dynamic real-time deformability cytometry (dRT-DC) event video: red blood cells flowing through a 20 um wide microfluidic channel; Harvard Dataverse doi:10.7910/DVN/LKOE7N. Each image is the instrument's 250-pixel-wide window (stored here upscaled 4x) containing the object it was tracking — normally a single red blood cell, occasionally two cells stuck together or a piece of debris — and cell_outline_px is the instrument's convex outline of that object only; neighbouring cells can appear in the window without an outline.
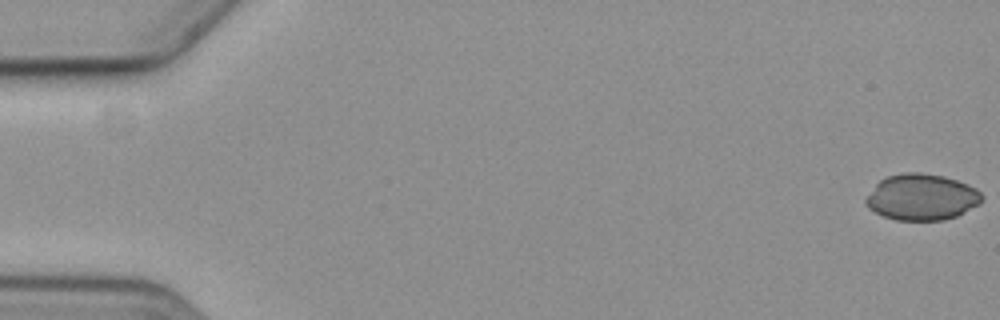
{"species": "common noctule bat (a hibernating species)", "species_latin": "Nyctalus noctula", "temperature_condition": "cold", "stored_images_in_passage": 3, "camera_frame_rate_fps": 3000, "um_per_image_px": 0.085, "animal": {"sex": "female", "body_mass_g": 19.3, "forearm_length_mm": 54.1}, "frame": {"image": 1, "passage_image": 1, "time_ms": 0.0, "image_size_px": [1000, 320], "cell_outline_px": [[984, 196], [976, 204], [956, 216], [940, 220], [896, 220], [884, 216], [868, 208], [864, 204], [864, 200], [876, 184], [880, 180], [888, 176], [904, 172], [920, 172], [944, 176], [968, 184], [976, 188]], "centroid_in_image_um": [78.31, 16.74], "position_along_channel_um": 6.7, "area_um2": 30.98}}